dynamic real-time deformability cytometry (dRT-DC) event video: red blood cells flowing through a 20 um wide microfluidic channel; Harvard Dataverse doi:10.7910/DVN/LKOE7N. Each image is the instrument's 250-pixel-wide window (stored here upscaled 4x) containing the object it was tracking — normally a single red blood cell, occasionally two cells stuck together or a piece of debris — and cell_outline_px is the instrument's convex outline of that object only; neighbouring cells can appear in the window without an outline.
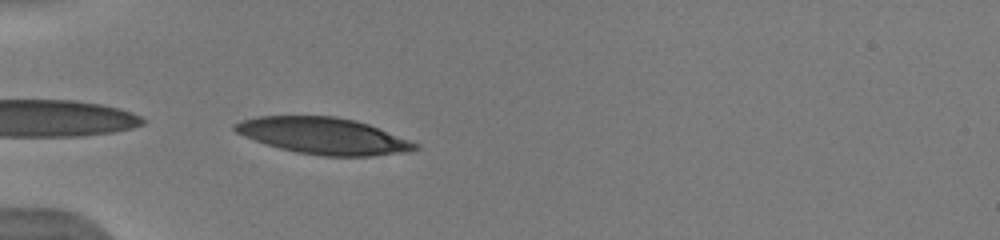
{"species": "human", "species_latin": "Homo sapiens", "temperature_condition": "warm", "stored_images_in_passage": 29, "camera_frame_rate_fps": 3000, "um_per_image_px": 0.085, "donor": {"sex": "male"}, "frame": {"image": 1, "passage_image": 1, "time_ms": 0.0, "image_size_px": [1000, 240], "cell_outline_px": [[420, 148], [412, 152], [372, 156], [324, 156], [296, 152], [280, 148], [244, 136], [236, 132], [232, 128], [232, 124], [240, 120], [256, 116], [336, 116], [356, 120], [368, 124], [420, 144]], "centroid_in_image_um": [27.52, 11.55], "position_along_channel_um": 57.5, "area_um2": 38.49}}
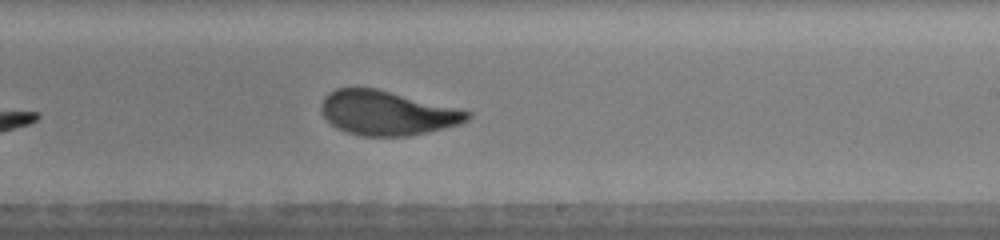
{"frame": {"image": 2, "passage_image": 17, "time_ms": 5.333, "image_size_px": [1000, 240], "cell_outline_px": [[472, 116], [468, 120], [460, 124], [428, 132], [408, 136], [364, 136], [348, 132], [336, 128], [324, 116], [320, 108], [320, 104], [324, 96], [328, 92], [336, 88], [376, 88], [460, 108], [472, 112]], "centroid_in_image_um": [32.92, 9.59], "position_along_channel_um": 256.1, "area_um2": 37.97}, "authors_computed_cell_mechanics": {"area_um2": 38.6682, "velocity_mm_per_s": 3.9528, "shape_relaxation_time_tau1_ms": 4.0146, "shape_relaxation_time_tau2_ms": 0.9014, "deformation_change_tau1": 0.1933, "deformation_change_tau2": 0.075}}